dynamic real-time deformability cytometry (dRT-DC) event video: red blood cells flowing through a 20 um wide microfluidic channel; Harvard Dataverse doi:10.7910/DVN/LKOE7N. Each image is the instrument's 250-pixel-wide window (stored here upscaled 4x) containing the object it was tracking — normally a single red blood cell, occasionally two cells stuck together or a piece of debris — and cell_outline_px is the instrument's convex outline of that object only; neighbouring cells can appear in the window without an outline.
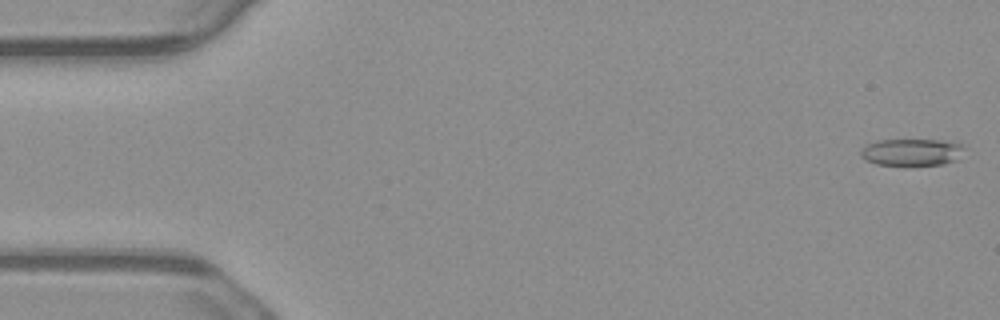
{"species": "common noctule bat (a hibernating species)", "species_latin": "Nyctalus noctula", "temperature_condition": "warm", "stored_images_in_passage": 5, "camera_frame_rate_fps": 3000, "um_per_image_px": 0.085, "animal": {"sex": "male", "body_mass_g": 23.1, "forearm_length_mm": 52.7}, "frame": {"image": 1, "passage_image": 1, "time_ms": 0.0, "image_size_px": [1000, 320], "cell_outline_px": [[964, 148], [956, 160], [944, 164], [876, 164], [864, 160], [860, 156], [860, 152], [868, 144], [876, 140], [944, 140], [960, 144]], "centroid_in_image_um": [77.47, 12.92], "position_along_channel_um": 7.5, "area_um2": 15.95}}
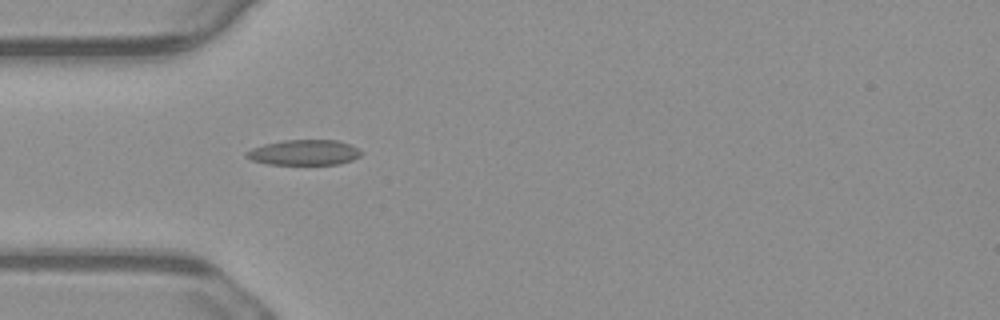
{"frame": {"image": 2, "passage_image": 5, "time_ms": 1.333, "image_size_px": [1000, 320], "cell_outline_px": [[360, 156], [352, 160], [340, 164], [268, 164], [252, 160], [244, 156], [244, 152], [252, 148], [264, 144], [284, 140], [336, 140], [360, 148]], "centroid_in_image_um": [25.83, 12.96], "position_along_channel_um": 59.2, "area_um2": 16.94}}